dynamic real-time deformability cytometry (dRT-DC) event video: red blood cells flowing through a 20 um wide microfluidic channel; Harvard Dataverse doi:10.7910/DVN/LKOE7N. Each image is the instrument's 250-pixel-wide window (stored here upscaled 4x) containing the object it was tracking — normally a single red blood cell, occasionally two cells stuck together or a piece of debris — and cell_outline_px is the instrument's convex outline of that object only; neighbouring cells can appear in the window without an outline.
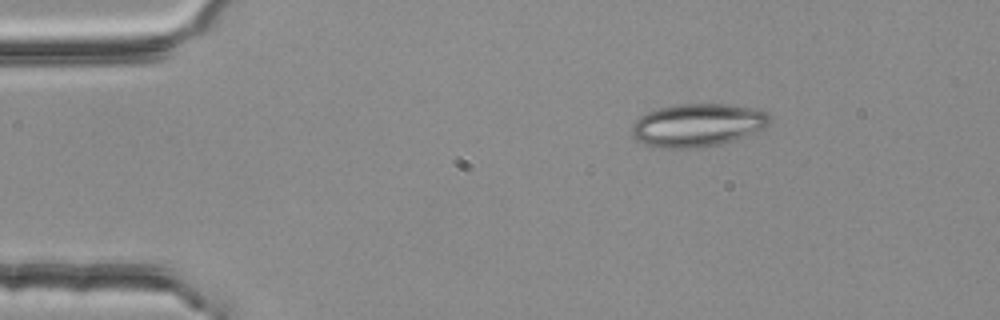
{"species": "common noctule bat (a hibernating species)", "species_latin": "Nyctalus noctula", "temperature_condition": "room temperature", "stored_images_in_passage": 2, "camera_frame_rate_fps": 3000, "um_per_image_px": 0.085, "animal": {"sex": "female", "body_mass_g": 25.1}, "frame": {"image": 1, "passage_image": 1, "time_ms": 0.0, "image_size_px": [1000, 320], "cell_outline_px": [[772, 116], [768, 124], [764, 128], [724, 144], [696, 148], [660, 148], [644, 144], [636, 140], [632, 136], [632, 124], [640, 116], [648, 112], [660, 108], [680, 104], [728, 104], [752, 108], [764, 112]], "centroid_in_image_um": [59.28, 10.65], "position_along_channel_um": 25.7, "area_um2": 34.56}}